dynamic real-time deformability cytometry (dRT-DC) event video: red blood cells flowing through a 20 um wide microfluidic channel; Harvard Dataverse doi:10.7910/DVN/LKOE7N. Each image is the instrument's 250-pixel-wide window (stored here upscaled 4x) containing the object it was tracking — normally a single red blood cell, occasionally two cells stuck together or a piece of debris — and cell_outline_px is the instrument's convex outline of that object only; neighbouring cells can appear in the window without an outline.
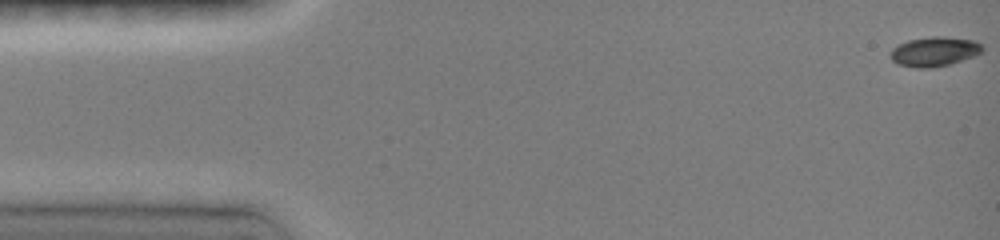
{"species": "common noctule bat (a hibernating species)", "species_latin": "Nyctalus noctula", "temperature_condition": "room temperature", "stored_images_in_passage": 26, "camera_frame_rate_fps": 3000, "um_per_image_px": 0.085, "animal": {"sex": "female", "body_mass_g": 19.0, "forearm_length_mm": 51.5}, "frame": {"image": 1, "passage_image": 1, "time_ms": 0.0, "image_size_px": [1000, 240], "cell_outline_px": [[984, 48], [980, 52], [972, 56], [948, 64], [932, 68], [916, 68], [896, 64], [892, 60], [892, 48], [908, 40], [932, 36], [940, 36], [976, 40], [984, 44]], "centroid_in_image_um": [79.43, 4.37], "position_along_channel_um": 5.6, "area_um2": 15.72}}
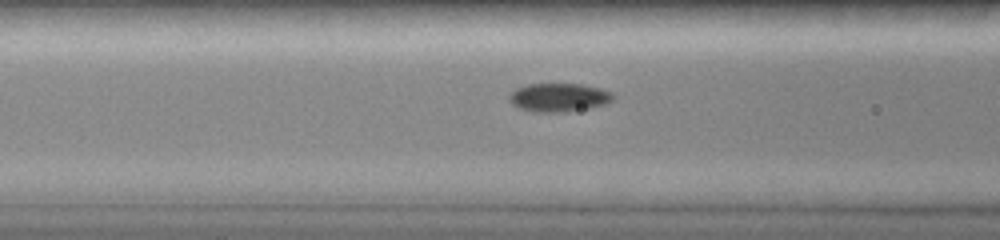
{"frame": {"image": 2, "passage_image": 13, "time_ms": 6.0, "image_size_px": [1000, 240], "cell_outline_px": [[612, 100], [604, 104], [588, 108], [564, 112], [536, 112], [520, 108], [512, 104], [508, 100], [508, 96], [516, 88], [528, 84], [584, 84], [600, 88], [612, 92]], "centroid_in_image_um": [47.47, 8.27], "position_along_channel_um": 119.1, "area_um2": 17.17}}
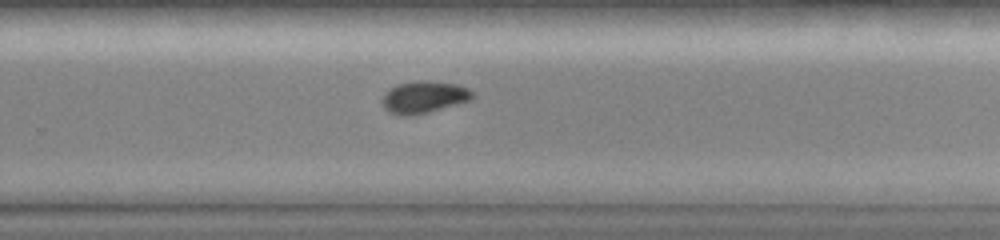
{"frame": {"image": 3, "passage_image": 26, "time_ms": 10.333, "image_size_px": [1000, 240], "cell_outline_px": [[472, 96], [468, 100], [456, 104], [428, 112], [408, 116], [388, 112], [384, 108], [380, 100], [384, 92], [388, 88], [396, 84], [416, 80], [428, 80], [456, 84], [468, 88], [472, 92]], "centroid_in_image_um": [35.94, 8.23], "position_along_channel_um": 293.9, "area_um2": 16.88}}